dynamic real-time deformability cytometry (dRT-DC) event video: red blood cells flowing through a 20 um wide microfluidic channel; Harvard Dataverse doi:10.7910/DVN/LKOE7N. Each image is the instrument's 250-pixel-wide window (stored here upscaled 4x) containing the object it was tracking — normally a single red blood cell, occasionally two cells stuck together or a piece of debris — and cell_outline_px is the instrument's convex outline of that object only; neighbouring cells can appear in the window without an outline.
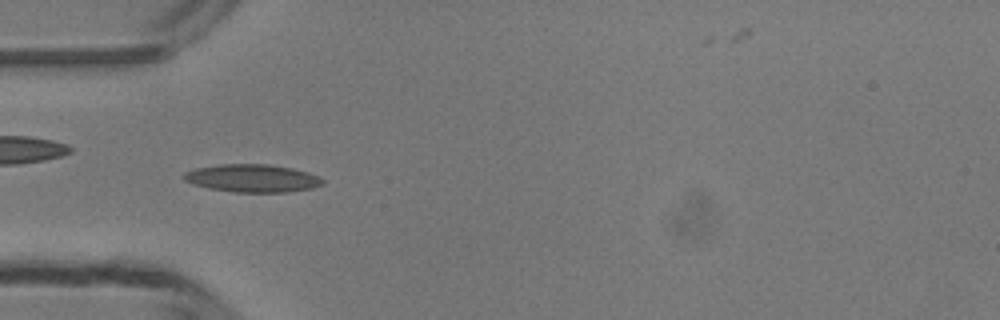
{"species": "common noctule bat (a hibernating species)", "species_latin": "Nyctalus noctula", "temperature_condition": "room temperature", "stored_images_in_passage": 50, "camera_frame_rate_fps": 3000, "um_per_image_px": 0.085, "animal": {"sex": "male", "body_mass_g": 13.3}, "frame": {"image": 1, "passage_image": 16, "time_ms": 5.0, "image_size_px": [1000, 320], "cell_outline_px": [[324, 184], [312, 188], [288, 192], [232, 192], [208, 188], [192, 184], [184, 180], [184, 172], [196, 168], [220, 164], [268, 164], [292, 168], [308, 172], [320, 176], [324, 180]], "centroid_in_image_um": [21.47, 15.15], "position_along_channel_um": 63.5, "area_um2": 22.66}}
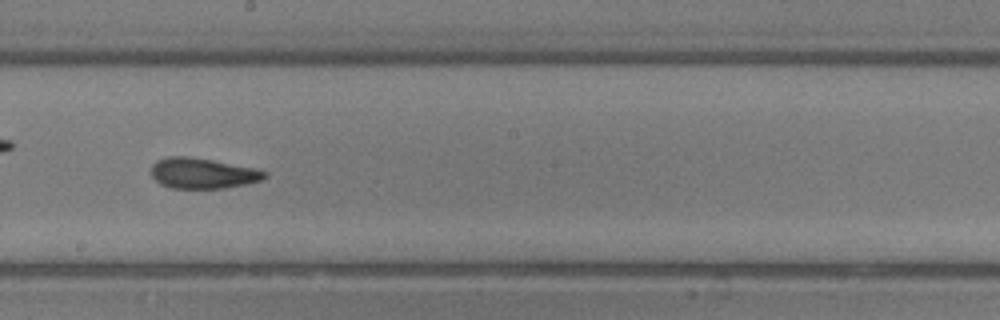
{"frame": {"image": 2, "passage_image": 28, "time_ms": 9.0, "image_size_px": [1000, 320], "cell_outline_px": [[268, 176], [260, 180], [248, 184], [224, 188], [172, 188], [160, 184], [152, 176], [152, 164], [156, 160], [168, 156], [188, 156], [212, 160], [256, 168], [268, 172]], "centroid_in_image_um": [17.24, 14.72], "position_along_channel_um": 231.0, "area_um2": 20.29}}
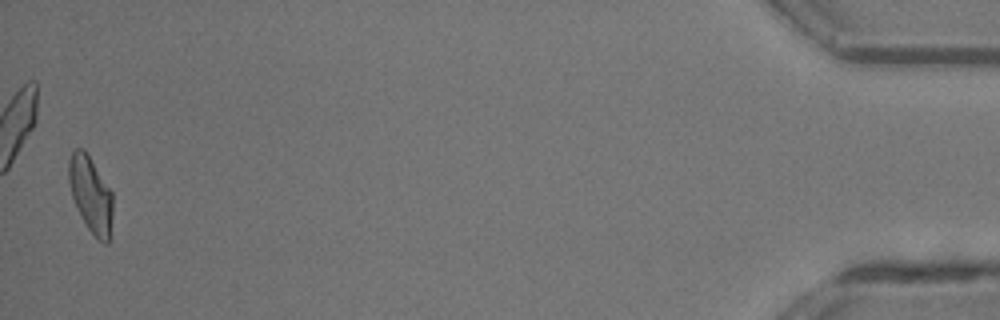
{"frame": {"image": 3, "passage_image": 49, "time_ms": 16.0, "image_size_px": [1000, 320], "cell_outline_px": [[112, 216], [108, 244], [104, 244], [88, 228], [72, 196], [68, 180], [68, 160], [72, 152], [76, 148], [84, 148], [112, 192]], "centroid_in_image_um": [7.7, 16.48], "position_along_channel_um": 427.5, "area_um2": 19.13}, "authors_computed_cell_mechanics": {"area_um2": 19.9988, "velocity_mm_per_s": 4.1874, "shape_relaxation_time_tau1_ms": 3.9704, "shape_relaxation_time_tau2_ms": 2.0343, "deformation_change_tau1": 0.1595, "deformation_change_tau2": 0.105}}